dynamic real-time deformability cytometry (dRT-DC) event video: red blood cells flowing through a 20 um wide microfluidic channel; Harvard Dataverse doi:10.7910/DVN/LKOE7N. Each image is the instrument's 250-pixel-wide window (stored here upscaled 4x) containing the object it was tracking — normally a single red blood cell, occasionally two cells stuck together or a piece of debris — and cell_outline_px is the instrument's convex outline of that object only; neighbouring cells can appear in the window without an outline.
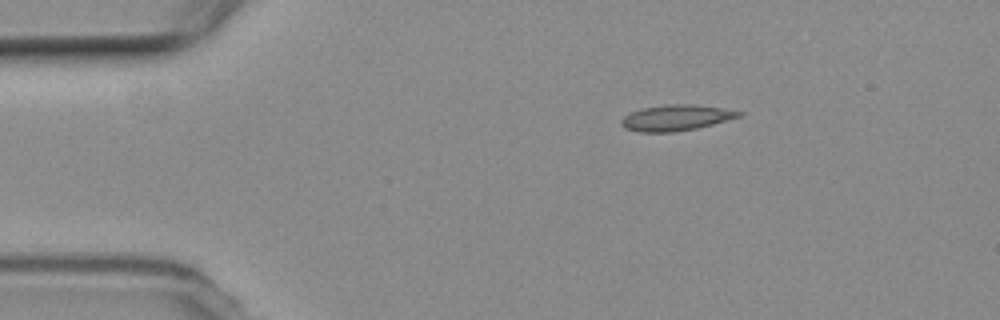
{"species": "common noctule bat (a hibernating species)", "species_latin": "Nyctalus noctula", "temperature_condition": "room temperature", "stored_images_in_passage": 3, "camera_frame_rate_fps": 3000, "um_per_image_px": 0.085, "animal": {"sex": "female", "body_mass_g": 19.3, "forearm_length_mm": 54.1}, "frame": {"image": 1, "passage_image": 1, "time_ms": 0.0, "image_size_px": [1000, 320], "cell_outline_px": [[744, 116], [696, 128], [672, 132], [640, 132], [624, 128], [620, 124], [620, 120], [624, 116], [640, 108], [668, 104], [692, 104], [720, 108], [744, 112]], "centroid_in_image_um": [57.45, 10.01], "position_along_channel_um": 27.5, "area_um2": 17.69}}